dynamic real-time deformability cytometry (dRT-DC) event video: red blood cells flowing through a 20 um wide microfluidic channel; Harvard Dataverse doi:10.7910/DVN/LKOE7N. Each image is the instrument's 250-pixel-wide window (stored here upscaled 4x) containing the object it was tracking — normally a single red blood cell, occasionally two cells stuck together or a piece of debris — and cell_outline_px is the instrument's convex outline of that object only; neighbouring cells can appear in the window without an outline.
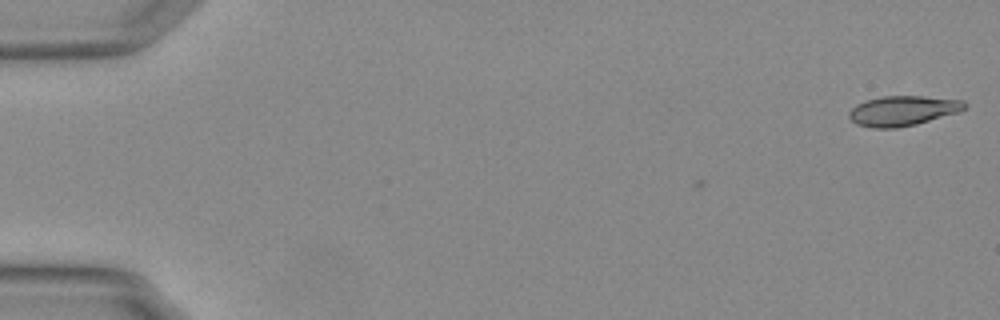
{"species": "Egyptian fruit bat (a non-hibernating species)", "species_latin": "Rousettus aegyptiacus", "temperature_condition": "warm", "stored_images_in_passage": 2, "camera_frame_rate_fps": 3000, "um_per_image_px": 0.085, "animal": {"sex": "female"}, "frame": {"image": 1, "passage_image": 2, "time_ms": 0.333, "image_size_px": [1000, 320], "cell_outline_px": [[968, 104], [964, 108], [956, 112], [916, 124], [896, 128], [872, 128], [856, 124], [848, 116], [848, 112], [856, 104], [864, 100], [884, 96], [924, 96], [964, 100]], "centroid_in_image_um": [76.69, 9.4], "position_along_channel_um": 8.3, "area_um2": 20.11}}